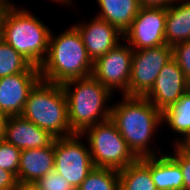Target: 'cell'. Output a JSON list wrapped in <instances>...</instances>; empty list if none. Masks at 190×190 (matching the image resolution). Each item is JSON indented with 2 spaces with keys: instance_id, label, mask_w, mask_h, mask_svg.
I'll return each mask as SVG.
<instances>
[{
  "instance_id": "cell-4",
  "label": "cell",
  "mask_w": 190,
  "mask_h": 190,
  "mask_svg": "<svg viewBox=\"0 0 190 190\" xmlns=\"http://www.w3.org/2000/svg\"><path fill=\"white\" fill-rule=\"evenodd\" d=\"M55 138L72 135L67 99L61 84L40 79L30 90L21 114Z\"/></svg>"
},
{
  "instance_id": "cell-16",
  "label": "cell",
  "mask_w": 190,
  "mask_h": 190,
  "mask_svg": "<svg viewBox=\"0 0 190 190\" xmlns=\"http://www.w3.org/2000/svg\"><path fill=\"white\" fill-rule=\"evenodd\" d=\"M188 40H190V0H177L167 9L165 42L166 45L173 47Z\"/></svg>"
},
{
  "instance_id": "cell-15",
  "label": "cell",
  "mask_w": 190,
  "mask_h": 190,
  "mask_svg": "<svg viewBox=\"0 0 190 190\" xmlns=\"http://www.w3.org/2000/svg\"><path fill=\"white\" fill-rule=\"evenodd\" d=\"M54 142L50 146L22 150L18 168V181L37 182L54 170Z\"/></svg>"
},
{
  "instance_id": "cell-24",
  "label": "cell",
  "mask_w": 190,
  "mask_h": 190,
  "mask_svg": "<svg viewBox=\"0 0 190 190\" xmlns=\"http://www.w3.org/2000/svg\"><path fill=\"white\" fill-rule=\"evenodd\" d=\"M172 57L190 83V40L174 45L172 47Z\"/></svg>"
},
{
  "instance_id": "cell-33",
  "label": "cell",
  "mask_w": 190,
  "mask_h": 190,
  "mask_svg": "<svg viewBox=\"0 0 190 190\" xmlns=\"http://www.w3.org/2000/svg\"><path fill=\"white\" fill-rule=\"evenodd\" d=\"M52 1H54V2H58V3H62V4H69V5H71L72 4V0H52Z\"/></svg>"
},
{
  "instance_id": "cell-34",
  "label": "cell",
  "mask_w": 190,
  "mask_h": 190,
  "mask_svg": "<svg viewBox=\"0 0 190 190\" xmlns=\"http://www.w3.org/2000/svg\"><path fill=\"white\" fill-rule=\"evenodd\" d=\"M0 1H5V2H8V3H12V2H10L9 0H0Z\"/></svg>"
},
{
  "instance_id": "cell-1",
  "label": "cell",
  "mask_w": 190,
  "mask_h": 190,
  "mask_svg": "<svg viewBox=\"0 0 190 190\" xmlns=\"http://www.w3.org/2000/svg\"><path fill=\"white\" fill-rule=\"evenodd\" d=\"M110 120L139 159L160 155L148 146L162 125V112L146 97L123 95L121 102L112 104Z\"/></svg>"
},
{
  "instance_id": "cell-11",
  "label": "cell",
  "mask_w": 190,
  "mask_h": 190,
  "mask_svg": "<svg viewBox=\"0 0 190 190\" xmlns=\"http://www.w3.org/2000/svg\"><path fill=\"white\" fill-rule=\"evenodd\" d=\"M190 89L184 72L172 58L160 71L152 88L144 95L158 110L163 112Z\"/></svg>"
},
{
  "instance_id": "cell-5",
  "label": "cell",
  "mask_w": 190,
  "mask_h": 190,
  "mask_svg": "<svg viewBox=\"0 0 190 190\" xmlns=\"http://www.w3.org/2000/svg\"><path fill=\"white\" fill-rule=\"evenodd\" d=\"M12 4L3 22V40L20 53L32 65L40 67L45 61L51 31L35 15L25 8Z\"/></svg>"
},
{
  "instance_id": "cell-3",
  "label": "cell",
  "mask_w": 190,
  "mask_h": 190,
  "mask_svg": "<svg viewBox=\"0 0 190 190\" xmlns=\"http://www.w3.org/2000/svg\"><path fill=\"white\" fill-rule=\"evenodd\" d=\"M61 86L67 99L68 121L73 134H82L89 127L110 119L111 106L106 103L113 95L92 75L69 80Z\"/></svg>"
},
{
  "instance_id": "cell-30",
  "label": "cell",
  "mask_w": 190,
  "mask_h": 190,
  "mask_svg": "<svg viewBox=\"0 0 190 190\" xmlns=\"http://www.w3.org/2000/svg\"><path fill=\"white\" fill-rule=\"evenodd\" d=\"M15 190H41L36 182L17 181Z\"/></svg>"
},
{
  "instance_id": "cell-31",
  "label": "cell",
  "mask_w": 190,
  "mask_h": 190,
  "mask_svg": "<svg viewBox=\"0 0 190 190\" xmlns=\"http://www.w3.org/2000/svg\"><path fill=\"white\" fill-rule=\"evenodd\" d=\"M5 121H6V116L0 110V141L3 140Z\"/></svg>"
},
{
  "instance_id": "cell-22",
  "label": "cell",
  "mask_w": 190,
  "mask_h": 190,
  "mask_svg": "<svg viewBox=\"0 0 190 190\" xmlns=\"http://www.w3.org/2000/svg\"><path fill=\"white\" fill-rule=\"evenodd\" d=\"M32 64L11 47L0 41V78L26 72Z\"/></svg>"
},
{
  "instance_id": "cell-25",
  "label": "cell",
  "mask_w": 190,
  "mask_h": 190,
  "mask_svg": "<svg viewBox=\"0 0 190 190\" xmlns=\"http://www.w3.org/2000/svg\"><path fill=\"white\" fill-rule=\"evenodd\" d=\"M36 183L41 190H75L71 184L55 170L45 174Z\"/></svg>"
},
{
  "instance_id": "cell-10",
  "label": "cell",
  "mask_w": 190,
  "mask_h": 190,
  "mask_svg": "<svg viewBox=\"0 0 190 190\" xmlns=\"http://www.w3.org/2000/svg\"><path fill=\"white\" fill-rule=\"evenodd\" d=\"M166 15V8H140L124 32L123 41H127L134 51L166 44Z\"/></svg>"
},
{
  "instance_id": "cell-9",
  "label": "cell",
  "mask_w": 190,
  "mask_h": 190,
  "mask_svg": "<svg viewBox=\"0 0 190 190\" xmlns=\"http://www.w3.org/2000/svg\"><path fill=\"white\" fill-rule=\"evenodd\" d=\"M134 50L120 42L105 55L93 62L92 76L101 82L111 93L122 90V95L129 96V79L131 75Z\"/></svg>"
},
{
  "instance_id": "cell-27",
  "label": "cell",
  "mask_w": 190,
  "mask_h": 190,
  "mask_svg": "<svg viewBox=\"0 0 190 190\" xmlns=\"http://www.w3.org/2000/svg\"><path fill=\"white\" fill-rule=\"evenodd\" d=\"M17 183L16 176L0 168V190H15Z\"/></svg>"
},
{
  "instance_id": "cell-20",
  "label": "cell",
  "mask_w": 190,
  "mask_h": 190,
  "mask_svg": "<svg viewBox=\"0 0 190 190\" xmlns=\"http://www.w3.org/2000/svg\"><path fill=\"white\" fill-rule=\"evenodd\" d=\"M164 122L182 136V139L176 140L175 145H181L190 136V89L162 112V123Z\"/></svg>"
},
{
  "instance_id": "cell-12",
  "label": "cell",
  "mask_w": 190,
  "mask_h": 190,
  "mask_svg": "<svg viewBox=\"0 0 190 190\" xmlns=\"http://www.w3.org/2000/svg\"><path fill=\"white\" fill-rule=\"evenodd\" d=\"M41 79L32 65L26 72L0 78V110L6 116L21 115L30 90Z\"/></svg>"
},
{
  "instance_id": "cell-18",
  "label": "cell",
  "mask_w": 190,
  "mask_h": 190,
  "mask_svg": "<svg viewBox=\"0 0 190 190\" xmlns=\"http://www.w3.org/2000/svg\"><path fill=\"white\" fill-rule=\"evenodd\" d=\"M151 178L158 190H183L181 168L169 154L151 157Z\"/></svg>"
},
{
  "instance_id": "cell-23",
  "label": "cell",
  "mask_w": 190,
  "mask_h": 190,
  "mask_svg": "<svg viewBox=\"0 0 190 190\" xmlns=\"http://www.w3.org/2000/svg\"><path fill=\"white\" fill-rule=\"evenodd\" d=\"M21 150L4 139L0 141V168L13 173L18 181Z\"/></svg>"
},
{
  "instance_id": "cell-6",
  "label": "cell",
  "mask_w": 190,
  "mask_h": 190,
  "mask_svg": "<svg viewBox=\"0 0 190 190\" xmlns=\"http://www.w3.org/2000/svg\"><path fill=\"white\" fill-rule=\"evenodd\" d=\"M81 135L87 136L94 167L119 171L139 159L110 119L89 127Z\"/></svg>"
},
{
  "instance_id": "cell-29",
  "label": "cell",
  "mask_w": 190,
  "mask_h": 190,
  "mask_svg": "<svg viewBox=\"0 0 190 190\" xmlns=\"http://www.w3.org/2000/svg\"><path fill=\"white\" fill-rule=\"evenodd\" d=\"M13 3H8L5 1H0V41L3 40V22H4V18L6 15V12L8 10V8L12 5Z\"/></svg>"
},
{
  "instance_id": "cell-21",
  "label": "cell",
  "mask_w": 190,
  "mask_h": 190,
  "mask_svg": "<svg viewBox=\"0 0 190 190\" xmlns=\"http://www.w3.org/2000/svg\"><path fill=\"white\" fill-rule=\"evenodd\" d=\"M77 190H119V171L94 167Z\"/></svg>"
},
{
  "instance_id": "cell-28",
  "label": "cell",
  "mask_w": 190,
  "mask_h": 190,
  "mask_svg": "<svg viewBox=\"0 0 190 190\" xmlns=\"http://www.w3.org/2000/svg\"><path fill=\"white\" fill-rule=\"evenodd\" d=\"M141 8H166L168 9L177 0H138Z\"/></svg>"
},
{
  "instance_id": "cell-14",
  "label": "cell",
  "mask_w": 190,
  "mask_h": 190,
  "mask_svg": "<svg viewBox=\"0 0 190 190\" xmlns=\"http://www.w3.org/2000/svg\"><path fill=\"white\" fill-rule=\"evenodd\" d=\"M3 139L22 151L50 146L56 138L23 116L17 115L6 117Z\"/></svg>"
},
{
  "instance_id": "cell-19",
  "label": "cell",
  "mask_w": 190,
  "mask_h": 190,
  "mask_svg": "<svg viewBox=\"0 0 190 190\" xmlns=\"http://www.w3.org/2000/svg\"><path fill=\"white\" fill-rule=\"evenodd\" d=\"M119 190H158L151 178V157H143L119 170Z\"/></svg>"
},
{
  "instance_id": "cell-8",
  "label": "cell",
  "mask_w": 190,
  "mask_h": 190,
  "mask_svg": "<svg viewBox=\"0 0 190 190\" xmlns=\"http://www.w3.org/2000/svg\"><path fill=\"white\" fill-rule=\"evenodd\" d=\"M172 58V47L166 44L134 51L129 96H144L152 88L160 71Z\"/></svg>"
},
{
  "instance_id": "cell-17",
  "label": "cell",
  "mask_w": 190,
  "mask_h": 190,
  "mask_svg": "<svg viewBox=\"0 0 190 190\" xmlns=\"http://www.w3.org/2000/svg\"><path fill=\"white\" fill-rule=\"evenodd\" d=\"M100 6L97 17L117 27L123 34L140 11L138 0H96Z\"/></svg>"
},
{
  "instance_id": "cell-32",
  "label": "cell",
  "mask_w": 190,
  "mask_h": 190,
  "mask_svg": "<svg viewBox=\"0 0 190 190\" xmlns=\"http://www.w3.org/2000/svg\"><path fill=\"white\" fill-rule=\"evenodd\" d=\"M180 146L190 154V136Z\"/></svg>"
},
{
  "instance_id": "cell-13",
  "label": "cell",
  "mask_w": 190,
  "mask_h": 190,
  "mask_svg": "<svg viewBox=\"0 0 190 190\" xmlns=\"http://www.w3.org/2000/svg\"><path fill=\"white\" fill-rule=\"evenodd\" d=\"M74 26L78 29L89 57L94 62L120 43L124 34L107 21L95 16L91 22Z\"/></svg>"
},
{
  "instance_id": "cell-26",
  "label": "cell",
  "mask_w": 190,
  "mask_h": 190,
  "mask_svg": "<svg viewBox=\"0 0 190 190\" xmlns=\"http://www.w3.org/2000/svg\"><path fill=\"white\" fill-rule=\"evenodd\" d=\"M174 153L170 155L180 166L183 175V190H190V154L180 145H174Z\"/></svg>"
},
{
  "instance_id": "cell-7",
  "label": "cell",
  "mask_w": 190,
  "mask_h": 190,
  "mask_svg": "<svg viewBox=\"0 0 190 190\" xmlns=\"http://www.w3.org/2000/svg\"><path fill=\"white\" fill-rule=\"evenodd\" d=\"M81 134L54 140V170L77 190L94 168L89 147L83 144Z\"/></svg>"
},
{
  "instance_id": "cell-2",
  "label": "cell",
  "mask_w": 190,
  "mask_h": 190,
  "mask_svg": "<svg viewBox=\"0 0 190 190\" xmlns=\"http://www.w3.org/2000/svg\"><path fill=\"white\" fill-rule=\"evenodd\" d=\"M39 69L42 80L55 84L92 75L93 61L74 25L58 36L51 32L48 53Z\"/></svg>"
}]
</instances>
